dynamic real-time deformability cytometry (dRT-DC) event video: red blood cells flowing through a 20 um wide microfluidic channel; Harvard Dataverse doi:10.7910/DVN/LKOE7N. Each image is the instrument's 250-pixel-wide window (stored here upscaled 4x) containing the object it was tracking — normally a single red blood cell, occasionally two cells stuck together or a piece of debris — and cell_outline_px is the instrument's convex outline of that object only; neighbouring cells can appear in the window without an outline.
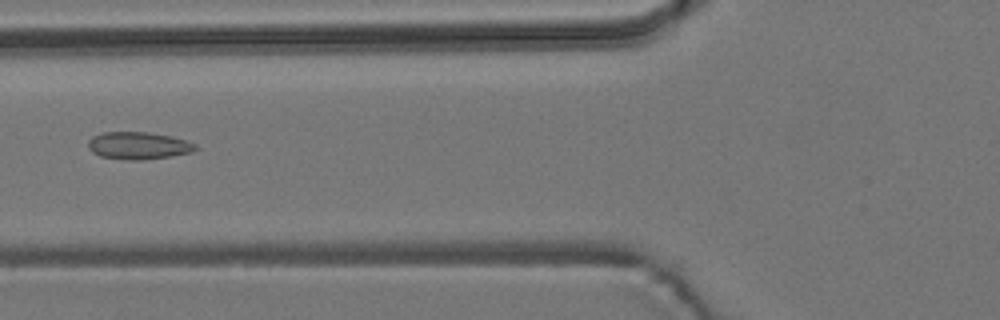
{"species": "common noctule bat (a hibernating species)", "species_latin": "Nyctalus noctula", "temperature_condition": "room temperature", "stored_images_in_passage": 4, "camera_frame_rate_fps": 3000, "um_per_image_px": 0.085, "animal": {"sex": "male", "body_mass_g": 19.2, "forearm_length_mm": 51.8}, "frame": {"image": 1, "passage_image": 4, "time_ms": 1.0, "image_size_px": [1000, 320], "cell_outline_px": [[200, 148], [192, 152], [172, 156], [144, 160], [128, 160], [100, 156], [92, 152], [88, 148], [88, 140], [92, 136], [100, 132], [148, 132], [172, 136], [188, 140], [196, 144]], "centroid_in_image_um": [11.79, 12.37], "position_along_channel_um": 114.0, "area_um2": 17.46}}